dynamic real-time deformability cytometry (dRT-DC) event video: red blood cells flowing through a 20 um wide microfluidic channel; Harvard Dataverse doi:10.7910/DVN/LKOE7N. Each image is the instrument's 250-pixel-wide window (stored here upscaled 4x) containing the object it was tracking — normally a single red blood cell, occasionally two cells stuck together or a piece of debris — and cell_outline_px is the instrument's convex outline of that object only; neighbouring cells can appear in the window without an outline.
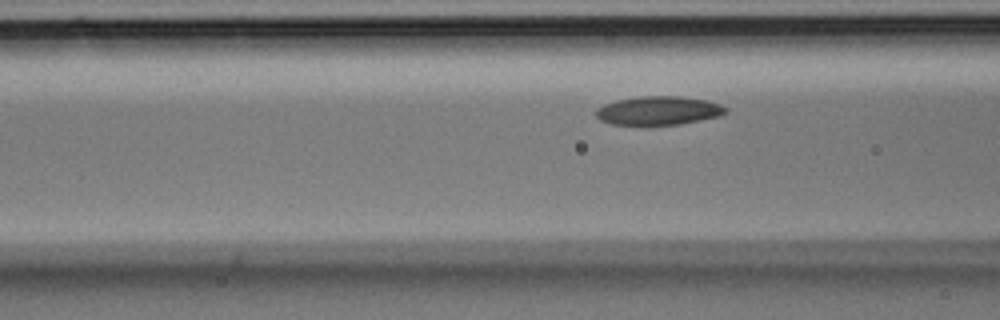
{"species": "Egyptian fruit bat (a non-hibernating species)", "species_latin": "Rousettus aegyptiacus", "temperature_condition": "room temperature", "stored_images_in_passage": 6, "camera_frame_rate_fps": 3000, "um_per_image_px": 0.085, "animal": {"sex": "male"}, "frame": {"image": 1, "passage_image": 6, "time_ms": 1.667, "image_size_px": [1000, 320], "cell_outline_px": [[728, 112], [720, 116], [680, 124], [612, 124], [600, 120], [596, 116], [596, 108], [604, 104], [616, 100], [640, 96], [680, 96], [704, 100], [720, 104], [728, 108]], "centroid_in_image_um": [55.98, 9.39], "position_along_channel_um": 110.6, "area_um2": 21.56}}